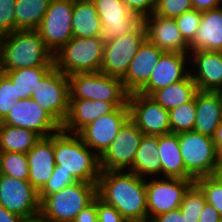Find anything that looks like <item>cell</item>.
Masks as SVG:
<instances>
[{"label":"cell","instance_id":"6","mask_svg":"<svg viewBox=\"0 0 222 222\" xmlns=\"http://www.w3.org/2000/svg\"><path fill=\"white\" fill-rule=\"evenodd\" d=\"M104 43L100 37H72L54 55V66L66 76L99 72Z\"/></svg>","mask_w":222,"mask_h":222},{"label":"cell","instance_id":"37","mask_svg":"<svg viewBox=\"0 0 222 222\" xmlns=\"http://www.w3.org/2000/svg\"><path fill=\"white\" fill-rule=\"evenodd\" d=\"M201 18L202 12L196 9L184 12L175 18L181 36L187 44L193 40L200 25Z\"/></svg>","mask_w":222,"mask_h":222},{"label":"cell","instance_id":"39","mask_svg":"<svg viewBox=\"0 0 222 222\" xmlns=\"http://www.w3.org/2000/svg\"><path fill=\"white\" fill-rule=\"evenodd\" d=\"M193 9L192 0H157L155 15L175 19Z\"/></svg>","mask_w":222,"mask_h":222},{"label":"cell","instance_id":"46","mask_svg":"<svg viewBox=\"0 0 222 222\" xmlns=\"http://www.w3.org/2000/svg\"><path fill=\"white\" fill-rule=\"evenodd\" d=\"M222 218L217 209L209 203H205L198 222H221Z\"/></svg>","mask_w":222,"mask_h":222},{"label":"cell","instance_id":"48","mask_svg":"<svg viewBox=\"0 0 222 222\" xmlns=\"http://www.w3.org/2000/svg\"><path fill=\"white\" fill-rule=\"evenodd\" d=\"M22 217L9 212L0 205V222H21Z\"/></svg>","mask_w":222,"mask_h":222},{"label":"cell","instance_id":"22","mask_svg":"<svg viewBox=\"0 0 222 222\" xmlns=\"http://www.w3.org/2000/svg\"><path fill=\"white\" fill-rule=\"evenodd\" d=\"M26 155L29 164L28 181L39 192L54 171V134L40 138Z\"/></svg>","mask_w":222,"mask_h":222},{"label":"cell","instance_id":"26","mask_svg":"<svg viewBox=\"0 0 222 222\" xmlns=\"http://www.w3.org/2000/svg\"><path fill=\"white\" fill-rule=\"evenodd\" d=\"M161 177L194 179L186 170L180 152L178 134L168 133L158 136Z\"/></svg>","mask_w":222,"mask_h":222},{"label":"cell","instance_id":"21","mask_svg":"<svg viewBox=\"0 0 222 222\" xmlns=\"http://www.w3.org/2000/svg\"><path fill=\"white\" fill-rule=\"evenodd\" d=\"M146 38L164 52L189 54V46L183 40L175 19L163 18L154 13L143 19Z\"/></svg>","mask_w":222,"mask_h":222},{"label":"cell","instance_id":"20","mask_svg":"<svg viewBox=\"0 0 222 222\" xmlns=\"http://www.w3.org/2000/svg\"><path fill=\"white\" fill-rule=\"evenodd\" d=\"M190 75L201 91L222 88V52L199 50L189 52Z\"/></svg>","mask_w":222,"mask_h":222},{"label":"cell","instance_id":"36","mask_svg":"<svg viewBox=\"0 0 222 222\" xmlns=\"http://www.w3.org/2000/svg\"><path fill=\"white\" fill-rule=\"evenodd\" d=\"M194 183L204 193L206 202L214 206L222 218V181L212 175L198 177Z\"/></svg>","mask_w":222,"mask_h":222},{"label":"cell","instance_id":"14","mask_svg":"<svg viewBox=\"0 0 222 222\" xmlns=\"http://www.w3.org/2000/svg\"><path fill=\"white\" fill-rule=\"evenodd\" d=\"M91 1L101 19L100 38L104 44L129 34L143 22V19L131 12L122 0Z\"/></svg>","mask_w":222,"mask_h":222},{"label":"cell","instance_id":"1","mask_svg":"<svg viewBox=\"0 0 222 222\" xmlns=\"http://www.w3.org/2000/svg\"><path fill=\"white\" fill-rule=\"evenodd\" d=\"M97 196L115 207L128 222H148L145 179L129 171H103Z\"/></svg>","mask_w":222,"mask_h":222},{"label":"cell","instance_id":"47","mask_svg":"<svg viewBox=\"0 0 222 222\" xmlns=\"http://www.w3.org/2000/svg\"><path fill=\"white\" fill-rule=\"evenodd\" d=\"M193 9L207 11L222 6V0H192Z\"/></svg>","mask_w":222,"mask_h":222},{"label":"cell","instance_id":"17","mask_svg":"<svg viewBox=\"0 0 222 222\" xmlns=\"http://www.w3.org/2000/svg\"><path fill=\"white\" fill-rule=\"evenodd\" d=\"M129 119L128 107H117L83 128L78 135L99 157L110 146L121 127Z\"/></svg>","mask_w":222,"mask_h":222},{"label":"cell","instance_id":"2","mask_svg":"<svg viewBox=\"0 0 222 222\" xmlns=\"http://www.w3.org/2000/svg\"><path fill=\"white\" fill-rule=\"evenodd\" d=\"M54 66L53 53L36 30H18L0 37V72Z\"/></svg>","mask_w":222,"mask_h":222},{"label":"cell","instance_id":"4","mask_svg":"<svg viewBox=\"0 0 222 222\" xmlns=\"http://www.w3.org/2000/svg\"><path fill=\"white\" fill-rule=\"evenodd\" d=\"M69 99L105 101L128 107V93L122 79L99 72L76 73L68 77Z\"/></svg>","mask_w":222,"mask_h":222},{"label":"cell","instance_id":"10","mask_svg":"<svg viewBox=\"0 0 222 222\" xmlns=\"http://www.w3.org/2000/svg\"><path fill=\"white\" fill-rule=\"evenodd\" d=\"M195 179L157 177L145 179L148 221L180 208L184 193Z\"/></svg>","mask_w":222,"mask_h":222},{"label":"cell","instance_id":"38","mask_svg":"<svg viewBox=\"0 0 222 222\" xmlns=\"http://www.w3.org/2000/svg\"><path fill=\"white\" fill-rule=\"evenodd\" d=\"M77 180L73 177L71 173L64 172L60 170V166L54 167V171L48 180V182L44 185V187L39 191V199L40 202L49 194L58 192L64 187H67L71 184L76 183Z\"/></svg>","mask_w":222,"mask_h":222},{"label":"cell","instance_id":"18","mask_svg":"<svg viewBox=\"0 0 222 222\" xmlns=\"http://www.w3.org/2000/svg\"><path fill=\"white\" fill-rule=\"evenodd\" d=\"M189 74V54L163 52L149 78V81L139 92L151 96L158 89L184 80Z\"/></svg>","mask_w":222,"mask_h":222},{"label":"cell","instance_id":"24","mask_svg":"<svg viewBox=\"0 0 222 222\" xmlns=\"http://www.w3.org/2000/svg\"><path fill=\"white\" fill-rule=\"evenodd\" d=\"M196 120L193 131L214 137L222 120V97L219 91H201L195 94Z\"/></svg>","mask_w":222,"mask_h":222},{"label":"cell","instance_id":"31","mask_svg":"<svg viewBox=\"0 0 222 222\" xmlns=\"http://www.w3.org/2000/svg\"><path fill=\"white\" fill-rule=\"evenodd\" d=\"M51 0H16L15 31L36 30L44 17Z\"/></svg>","mask_w":222,"mask_h":222},{"label":"cell","instance_id":"52","mask_svg":"<svg viewBox=\"0 0 222 222\" xmlns=\"http://www.w3.org/2000/svg\"><path fill=\"white\" fill-rule=\"evenodd\" d=\"M219 93H220V95H221V97H222V88L219 90Z\"/></svg>","mask_w":222,"mask_h":222},{"label":"cell","instance_id":"44","mask_svg":"<svg viewBox=\"0 0 222 222\" xmlns=\"http://www.w3.org/2000/svg\"><path fill=\"white\" fill-rule=\"evenodd\" d=\"M73 222H98L97 196L89 205L77 214Z\"/></svg>","mask_w":222,"mask_h":222},{"label":"cell","instance_id":"50","mask_svg":"<svg viewBox=\"0 0 222 222\" xmlns=\"http://www.w3.org/2000/svg\"><path fill=\"white\" fill-rule=\"evenodd\" d=\"M21 222H52V221L47 217H45L41 212H39L35 215L22 218Z\"/></svg>","mask_w":222,"mask_h":222},{"label":"cell","instance_id":"49","mask_svg":"<svg viewBox=\"0 0 222 222\" xmlns=\"http://www.w3.org/2000/svg\"><path fill=\"white\" fill-rule=\"evenodd\" d=\"M213 141H214L218 156H222V120L216 128V132L213 137Z\"/></svg>","mask_w":222,"mask_h":222},{"label":"cell","instance_id":"13","mask_svg":"<svg viewBox=\"0 0 222 222\" xmlns=\"http://www.w3.org/2000/svg\"><path fill=\"white\" fill-rule=\"evenodd\" d=\"M143 135L138 127L128 119L110 146L100 156L101 170H130Z\"/></svg>","mask_w":222,"mask_h":222},{"label":"cell","instance_id":"30","mask_svg":"<svg viewBox=\"0 0 222 222\" xmlns=\"http://www.w3.org/2000/svg\"><path fill=\"white\" fill-rule=\"evenodd\" d=\"M40 138L32 130L0 123V152L26 154Z\"/></svg>","mask_w":222,"mask_h":222},{"label":"cell","instance_id":"32","mask_svg":"<svg viewBox=\"0 0 222 222\" xmlns=\"http://www.w3.org/2000/svg\"><path fill=\"white\" fill-rule=\"evenodd\" d=\"M54 66H36L10 70L5 73L15 86V101L31 98L32 92Z\"/></svg>","mask_w":222,"mask_h":222},{"label":"cell","instance_id":"42","mask_svg":"<svg viewBox=\"0 0 222 222\" xmlns=\"http://www.w3.org/2000/svg\"><path fill=\"white\" fill-rule=\"evenodd\" d=\"M98 222H128L120 212L97 196Z\"/></svg>","mask_w":222,"mask_h":222},{"label":"cell","instance_id":"15","mask_svg":"<svg viewBox=\"0 0 222 222\" xmlns=\"http://www.w3.org/2000/svg\"><path fill=\"white\" fill-rule=\"evenodd\" d=\"M0 205L22 218L40 212L39 192L28 180L0 174Z\"/></svg>","mask_w":222,"mask_h":222},{"label":"cell","instance_id":"45","mask_svg":"<svg viewBox=\"0 0 222 222\" xmlns=\"http://www.w3.org/2000/svg\"><path fill=\"white\" fill-rule=\"evenodd\" d=\"M148 222H187V219L182 214L180 208H177L153 217Z\"/></svg>","mask_w":222,"mask_h":222},{"label":"cell","instance_id":"19","mask_svg":"<svg viewBox=\"0 0 222 222\" xmlns=\"http://www.w3.org/2000/svg\"><path fill=\"white\" fill-rule=\"evenodd\" d=\"M163 52L147 38L143 41L121 78L128 94L139 92L147 84Z\"/></svg>","mask_w":222,"mask_h":222},{"label":"cell","instance_id":"28","mask_svg":"<svg viewBox=\"0 0 222 222\" xmlns=\"http://www.w3.org/2000/svg\"><path fill=\"white\" fill-rule=\"evenodd\" d=\"M101 19L91 0H74L72 16L73 37H100Z\"/></svg>","mask_w":222,"mask_h":222},{"label":"cell","instance_id":"7","mask_svg":"<svg viewBox=\"0 0 222 222\" xmlns=\"http://www.w3.org/2000/svg\"><path fill=\"white\" fill-rule=\"evenodd\" d=\"M178 141L185 170L194 179L214 175L219 156L212 137L188 131L178 133Z\"/></svg>","mask_w":222,"mask_h":222},{"label":"cell","instance_id":"35","mask_svg":"<svg viewBox=\"0 0 222 222\" xmlns=\"http://www.w3.org/2000/svg\"><path fill=\"white\" fill-rule=\"evenodd\" d=\"M206 198L200 188L193 183L184 193L180 210L187 222H198L204 209Z\"/></svg>","mask_w":222,"mask_h":222},{"label":"cell","instance_id":"25","mask_svg":"<svg viewBox=\"0 0 222 222\" xmlns=\"http://www.w3.org/2000/svg\"><path fill=\"white\" fill-rule=\"evenodd\" d=\"M188 46L189 52H222V6L202 12L198 30Z\"/></svg>","mask_w":222,"mask_h":222},{"label":"cell","instance_id":"27","mask_svg":"<svg viewBox=\"0 0 222 222\" xmlns=\"http://www.w3.org/2000/svg\"><path fill=\"white\" fill-rule=\"evenodd\" d=\"M159 156L158 136L143 135L129 171L144 179L161 177Z\"/></svg>","mask_w":222,"mask_h":222},{"label":"cell","instance_id":"16","mask_svg":"<svg viewBox=\"0 0 222 222\" xmlns=\"http://www.w3.org/2000/svg\"><path fill=\"white\" fill-rule=\"evenodd\" d=\"M0 123L32 130L41 138L49 137L61 129L32 98L15 101V106Z\"/></svg>","mask_w":222,"mask_h":222},{"label":"cell","instance_id":"34","mask_svg":"<svg viewBox=\"0 0 222 222\" xmlns=\"http://www.w3.org/2000/svg\"><path fill=\"white\" fill-rule=\"evenodd\" d=\"M171 133L193 131L196 120L195 97L192 101L169 110Z\"/></svg>","mask_w":222,"mask_h":222},{"label":"cell","instance_id":"11","mask_svg":"<svg viewBox=\"0 0 222 222\" xmlns=\"http://www.w3.org/2000/svg\"><path fill=\"white\" fill-rule=\"evenodd\" d=\"M145 39L146 30L142 22L129 34L105 43L100 72L109 76L122 78Z\"/></svg>","mask_w":222,"mask_h":222},{"label":"cell","instance_id":"8","mask_svg":"<svg viewBox=\"0 0 222 222\" xmlns=\"http://www.w3.org/2000/svg\"><path fill=\"white\" fill-rule=\"evenodd\" d=\"M31 98L62 126L69 110L68 76L54 66L37 84Z\"/></svg>","mask_w":222,"mask_h":222},{"label":"cell","instance_id":"29","mask_svg":"<svg viewBox=\"0 0 222 222\" xmlns=\"http://www.w3.org/2000/svg\"><path fill=\"white\" fill-rule=\"evenodd\" d=\"M198 91L197 85L189 74L184 80L155 91L151 97L168 111L190 102Z\"/></svg>","mask_w":222,"mask_h":222},{"label":"cell","instance_id":"12","mask_svg":"<svg viewBox=\"0 0 222 222\" xmlns=\"http://www.w3.org/2000/svg\"><path fill=\"white\" fill-rule=\"evenodd\" d=\"M129 119L144 135L171 133L169 111L151 96L140 92L128 95Z\"/></svg>","mask_w":222,"mask_h":222},{"label":"cell","instance_id":"3","mask_svg":"<svg viewBox=\"0 0 222 222\" xmlns=\"http://www.w3.org/2000/svg\"><path fill=\"white\" fill-rule=\"evenodd\" d=\"M54 160L60 170L71 173L77 181L98 183L101 174L100 157L78 134L62 129L54 133Z\"/></svg>","mask_w":222,"mask_h":222},{"label":"cell","instance_id":"5","mask_svg":"<svg viewBox=\"0 0 222 222\" xmlns=\"http://www.w3.org/2000/svg\"><path fill=\"white\" fill-rule=\"evenodd\" d=\"M97 196V183L77 181L40 202V212L52 222H73Z\"/></svg>","mask_w":222,"mask_h":222},{"label":"cell","instance_id":"33","mask_svg":"<svg viewBox=\"0 0 222 222\" xmlns=\"http://www.w3.org/2000/svg\"><path fill=\"white\" fill-rule=\"evenodd\" d=\"M0 174L28 180L29 164L25 153L0 152Z\"/></svg>","mask_w":222,"mask_h":222},{"label":"cell","instance_id":"51","mask_svg":"<svg viewBox=\"0 0 222 222\" xmlns=\"http://www.w3.org/2000/svg\"><path fill=\"white\" fill-rule=\"evenodd\" d=\"M214 176L217 179H222V156H219V158H218V162H217V166H216Z\"/></svg>","mask_w":222,"mask_h":222},{"label":"cell","instance_id":"40","mask_svg":"<svg viewBox=\"0 0 222 222\" xmlns=\"http://www.w3.org/2000/svg\"><path fill=\"white\" fill-rule=\"evenodd\" d=\"M15 106V86L12 80L0 72V122Z\"/></svg>","mask_w":222,"mask_h":222},{"label":"cell","instance_id":"41","mask_svg":"<svg viewBox=\"0 0 222 222\" xmlns=\"http://www.w3.org/2000/svg\"><path fill=\"white\" fill-rule=\"evenodd\" d=\"M16 0H0V37L15 32Z\"/></svg>","mask_w":222,"mask_h":222},{"label":"cell","instance_id":"23","mask_svg":"<svg viewBox=\"0 0 222 222\" xmlns=\"http://www.w3.org/2000/svg\"><path fill=\"white\" fill-rule=\"evenodd\" d=\"M115 109L116 107L110 102L69 99L68 114L61 129L68 133L78 134L87 125Z\"/></svg>","mask_w":222,"mask_h":222},{"label":"cell","instance_id":"43","mask_svg":"<svg viewBox=\"0 0 222 222\" xmlns=\"http://www.w3.org/2000/svg\"><path fill=\"white\" fill-rule=\"evenodd\" d=\"M128 9L141 19L154 13L157 0H122Z\"/></svg>","mask_w":222,"mask_h":222},{"label":"cell","instance_id":"9","mask_svg":"<svg viewBox=\"0 0 222 222\" xmlns=\"http://www.w3.org/2000/svg\"><path fill=\"white\" fill-rule=\"evenodd\" d=\"M74 0H51L36 31L53 55L73 37Z\"/></svg>","mask_w":222,"mask_h":222}]
</instances>
